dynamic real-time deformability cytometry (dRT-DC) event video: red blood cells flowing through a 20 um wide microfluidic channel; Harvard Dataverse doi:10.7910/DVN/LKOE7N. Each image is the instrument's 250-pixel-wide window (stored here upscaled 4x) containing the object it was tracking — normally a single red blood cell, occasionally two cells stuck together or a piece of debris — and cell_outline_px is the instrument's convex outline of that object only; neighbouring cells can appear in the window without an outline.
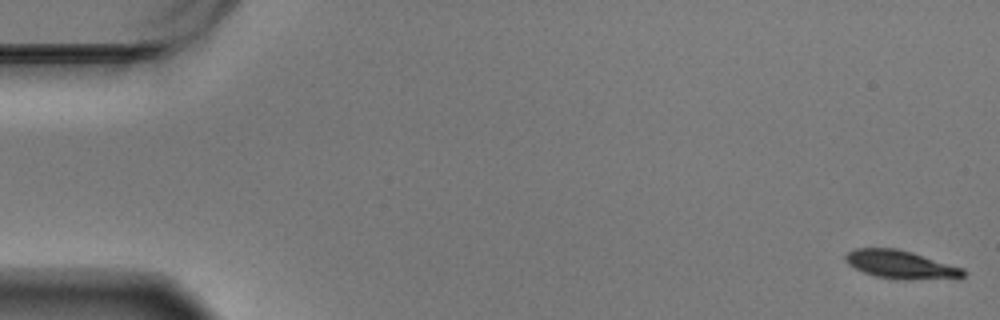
{"species": "Egyptian fruit bat (a non-hibernating species)", "species_latin": "Rousettus aegyptiacus", "temperature_condition": "warm", "stored_images_in_passage": 59, "camera_frame_rate_fps": 3000, "um_per_image_px": 0.085, "animal": {"sex": "male"}, "frame": {"image": 1, "passage_image": 1, "time_ms": 0.0, "image_size_px": [1000, 320], "cell_outline_px": [[968, 272], [960, 280], [908, 280], [876, 276], [864, 272], [848, 264], [844, 260], [844, 256], [848, 252], [856, 248], [896, 248], [912, 252], [964, 268]], "centroid_in_image_um": [76.69, 22.52], "position_along_channel_um": 8.3, "area_um2": 19.88}}
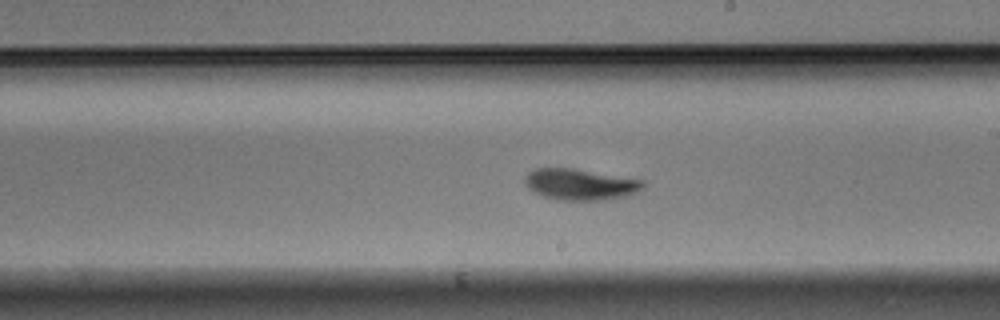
{"frame": {"image": 2, "passage_image": 34, "time_ms": 11.0, "image_size_px": [1000, 320], "cell_outline_px": [[644, 188], [628, 196], [604, 200], [560, 200], [544, 196], [528, 188], [524, 184], [524, 176], [528, 172], [536, 168], [572, 168], [644, 180]], "centroid_in_image_um": [49.32, 15.67], "position_along_channel_um": 239.7, "area_um2": 21.5}}
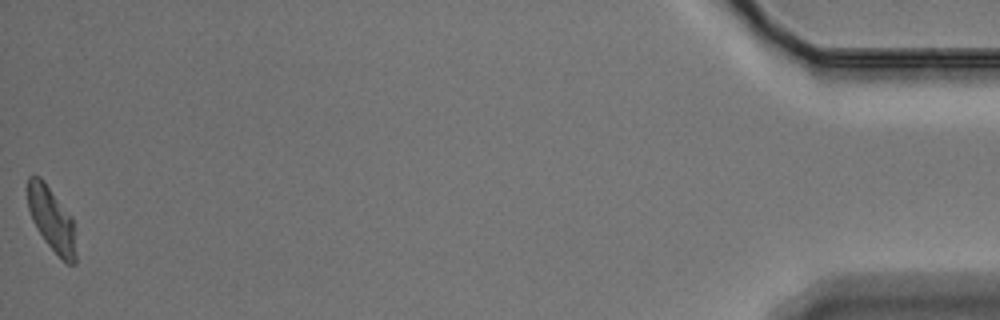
{"frame": {"image": 3, "passage_image": 59, "time_ms": 19.333, "image_size_px": [1000, 320], "cell_outline_px": [[76, 264], [68, 264], [44, 240], [32, 220], [28, 208], [28, 176], [40, 176], [44, 180], [72, 216], [76, 256]], "centroid_in_image_um": [4.39, 18.61], "position_along_channel_um": 430.8, "area_um2": 17.8}, "authors_computed_cell_mechanics": {"area_um2": 20.5768, "velocity_mm_per_s": 3.4266, "shape_relaxation_time_tau1_ms": 3.9895, "shape_relaxation_time_tau2_ms": 6.4894, "deformation_change_tau1": 0.1375, "deformation_change_tau2": 0.1012}}